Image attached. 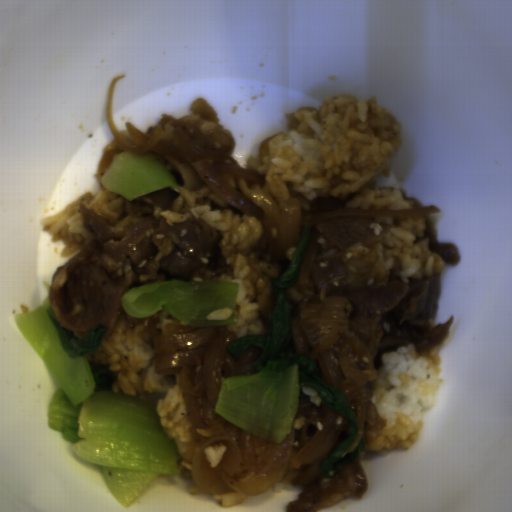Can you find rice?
I'll list each match as a JSON object with an SVG mask.
<instances>
[{
    "label": "rice",
    "instance_id": "5",
    "mask_svg": "<svg viewBox=\"0 0 512 512\" xmlns=\"http://www.w3.org/2000/svg\"><path fill=\"white\" fill-rule=\"evenodd\" d=\"M373 235L383 236L376 244L366 246L352 241L346 248L332 244L321 231L317 244L322 245L315 261L341 257L348 275L343 287L348 291L373 289L389 281L407 282L408 278L422 280L445 270V261L439 253L430 252L429 240L423 237L425 215L404 217H373L368 225Z\"/></svg>",
    "mask_w": 512,
    "mask_h": 512
},
{
    "label": "rice",
    "instance_id": "12",
    "mask_svg": "<svg viewBox=\"0 0 512 512\" xmlns=\"http://www.w3.org/2000/svg\"><path fill=\"white\" fill-rule=\"evenodd\" d=\"M306 423V416L304 414H300V416L293 420L292 427L293 429L299 430Z\"/></svg>",
    "mask_w": 512,
    "mask_h": 512
},
{
    "label": "rice",
    "instance_id": "9",
    "mask_svg": "<svg viewBox=\"0 0 512 512\" xmlns=\"http://www.w3.org/2000/svg\"><path fill=\"white\" fill-rule=\"evenodd\" d=\"M246 497L247 495H243L231 490L219 494H214L215 500H221L222 508H228L234 504L242 502Z\"/></svg>",
    "mask_w": 512,
    "mask_h": 512
},
{
    "label": "rice",
    "instance_id": "6",
    "mask_svg": "<svg viewBox=\"0 0 512 512\" xmlns=\"http://www.w3.org/2000/svg\"><path fill=\"white\" fill-rule=\"evenodd\" d=\"M109 167L99 169L94 172L98 181L100 191L93 193L86 190L78 199L70 202L65 208L57 213L41 219L42 230L49 232L51 241L62 240L65 244L62 250V257L80 252L95 238V233L88 231L81 204L92 208L96 215H102L109 223L108 230L115 234L114 241H120L126 236L127 227L135 224L141 218L132 217L126 209L127 199L122 193L108 191L102 181V176L109 170Z\"/></svg>",
    "mask_w": 512,
    "mask_h": 512
},
{
    "label": "rice",
    "instance_id": "1",
    "mask_svg": "<svg viewBox=\"0 0 512 512\" xmlns=\"http://www.w3.org/2000/svg\"><path fill=\"white\" fill-rule=\"evenodd\" d=\"M285 115L289 130L262 141L258 155L248 158V169L265 175L264 185L219 175L231 188L248 198L254 190L266 191L279 207L297 198L301 213L312 215L318 214L320 197L345 201L352 193L360 194L346 202L347 209H414V201L404 200L397 187L377 189V176H390L403 127L377 96L325 97L319 108L299 106Z\"/></svg>",
    "mask_w": 512,
    "mask_h": 512
},
{
    "label": "rice",
    "instance_id": "3",
    "mask_svg": "<svg viewBox=\"0 0 512 512\" xmlns=\"http://www.w3.org/2000/svg\"><path fill=\"white\" fill-rule=\"evenodd\" d=\"M177 185V184H176ZM179 196L171 209L153 207V218H166L170 226L189 219L202 218L223 235L219 246L233 270L215 274L206 269L211 253L200 258L201 267L191 274L192 281H229L238 283L236 324H223L237 338L267 335L276 299L270 279H279L293 262L297 246L286 250L287 259L273 260L263 253L268 248L264 226L254 217L217 196L203 183L199 189L178 186Z\"/></svg>",
    "mask_w": 512,
    "mask_h": 512
},
{
    "label": "rice",
    "instance_id": "10",
    "mask_svg": "<svg viewBox=\"0 0 512 512\" xmlns=\"http://www.w3.org/2000/svg\"><path fill=\"white\" fill-rule=\"evenodd\" d=\"M233 310L230 306H226L223 309H215L212 312L208 313L207 320L209 321H221V320H228Z\"/></svg>",
    "mask_w": 512,
    "mask_h": 512
},
{
    "label": "rice",
    "instance_id": "2",
    "mask_svg": "<svg viewBox=\"0 0 512 512\" xmlns=\"http://www.w3.org/2000/svg\"><path fill=\"white\" fill-rule=\"evenodd\" d=\"M146 235L157 246L158 252L151 260L142 259L137 266L127 255L125 262L114 259L102 249L90 254V263L101 267L110 278L116 293L115 312L106 327L99 347L95 352L85 353L87 361H100L109 365L108 369L117 375L112 383L114 393L122 391L130 396L154 394L157 400V414L163 432L169 439L175 440L181 460L177 467L185 478L193 477V461L187 455V444L193 438L183 389L180 385V372L158 374L155 361L159 356L147 326L153 320L160 336L167 325H189L163 308L147 318L131 316L122 304V297L132 288L151 284L154 281H166V274H159L160 260L175 252L180 239L174 232L163 233L153 227L146 229Z\"/></svg>",
    "mask_w": 512,
    "mask_h": 512
},
{
    "label": "rice",
    "instance_id": "11",
    "mask_svg": "<svg viewBox=\"0 0 512 512\" xmlns=\"http://www.w3.org/2000/svg\"><path fill=\"white\" fill-rule=\"evenodd\" d=\"M302 391L306 395L310 396V402H313L316 406L320 407L321 402H322V398L317 393L316 389H313V388L307 387V386H302Z\"/></svg>",
    "mask_w": 512,
    "mask_h": 512
},
{
    "label": "rice",
    "instance_id": "8",
    "mask_svg": "<svg viewBox=\"0 0 512 512\" xmlns=\"http://www.w3.org/2000/svg\"><path fill=\"white\" fill-rule=\"evenodd\" d=\"M227 450V445L217 444L209 445L204 447V454H206L207 460L210 462V467L215 468L222 460L225 452Z\"/></svg>",
    "mask_w": 512,
    "mask_h": 512
},
{
    "label": "rice",
    "instance_id": "13",
    "mask_svg": "<svg viewBox=\"0 0 512 512\" xmlns=\"http://www.w3.org/2000/svg\"><path fill=\"white\" fill-rule=\"evenodd\" d=\"M187 491H188L189 495L200 494L202 492L195 483H192L188 487Z\"/></svg>",
    "mask_w": 512,
    "mask_h": 512
},
{
    "label": "rice",
    "instance_id": "7",
    "mask_svg": "<svg viewBox=\"0 0 512 512\" xmlns=\"http://www.w3.org/2000/svg\"><path fill=\"white\" fill-rule=\"evenodd\" d=\"M308 466L301 465L299 468H294L293 463H290L289 469L283 478L272 486L274 492L279 493L282 489L289 491L295 488L294 481L307 470Z\"/></svg>",
    "mask_w": 512,
    "mask_h": 512
},
{
    "label": "rice",
    "instance_id": "4",
    "mask_svg": "<svg viewBox=\"0 0 512 512\" xmlns=\"http://www.w3.org/2000/svg\"><path fill=\"white\" fill-rule=\"evenodd\" d=\"M449 332L431 349L419 351L415 343L381 355V366L370 398L385 426L366 424L363 451L385 455L405 452L423 429V412L435 406L443 383L441 352Z\"/></svg>",
    "mask_w": 512,
    "mask_h": 512
}]
</instances>
